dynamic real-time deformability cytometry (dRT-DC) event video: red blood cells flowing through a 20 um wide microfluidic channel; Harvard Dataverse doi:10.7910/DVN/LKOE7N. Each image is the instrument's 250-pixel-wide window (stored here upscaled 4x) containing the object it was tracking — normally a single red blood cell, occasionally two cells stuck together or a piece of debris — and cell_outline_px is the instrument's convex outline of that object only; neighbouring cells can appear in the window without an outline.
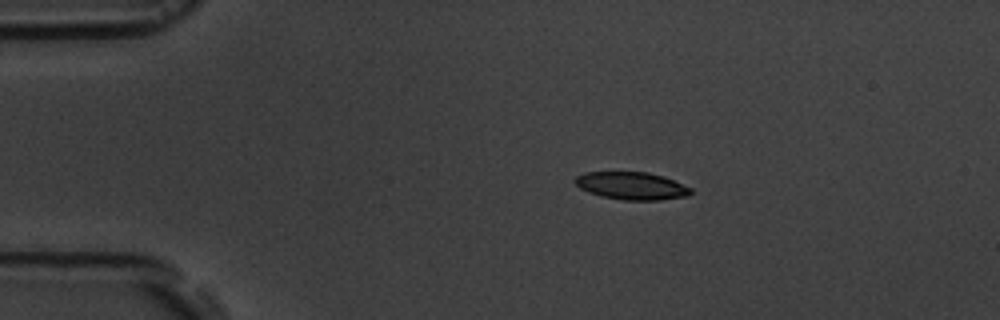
{"species": "common noctule bat (a hibernating species)", "species_latin": "Nyctalus noctula", "temperature_condition": "room temperature", "stored_images_in_passage": 5, "segment_of_instrument_passage": [1, 2], "camera_frame_rate_fps": 3000, "um_per_image_px": 0.085, "animal": {"sex": "male", "body_mass_g": 19.5, "forearm_length_mm": 54.6}, "frame": {"image": 1, "passage_image": 2, "time_ms": 1.333, "image_size_px": [1000, 320], "cell_outline_px": [[692, 192], [688, 196], [660, 200], [624, 200], [600, 196], [588, 192], [580, 188], [572, 180], [576, 176], [584, 172], [648, 172], [664, 176], [692, 188]], "centroid_in_image_um": [53.68, 15.79], "position_along_channel_um": 31.3, "area_um2": 18.79}}